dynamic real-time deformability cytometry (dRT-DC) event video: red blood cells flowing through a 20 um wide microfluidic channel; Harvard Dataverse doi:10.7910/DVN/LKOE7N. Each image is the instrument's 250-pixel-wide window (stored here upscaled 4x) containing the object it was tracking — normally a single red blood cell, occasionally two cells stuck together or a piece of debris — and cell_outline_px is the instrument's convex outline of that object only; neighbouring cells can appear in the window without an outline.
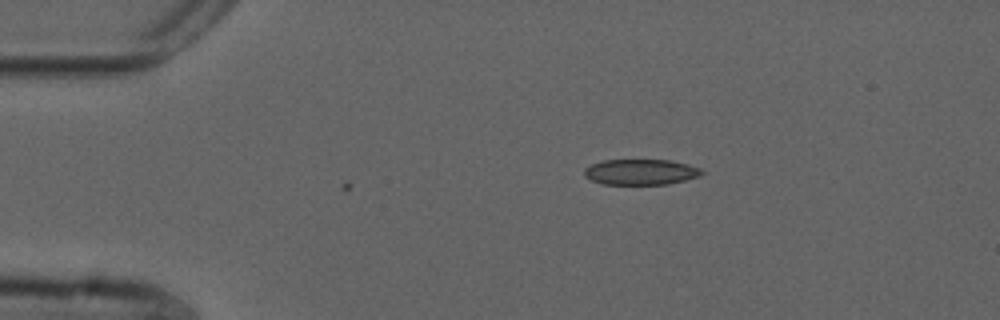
{"species": "common noctule bat (a hibernating species)", "species_latin": "Nyctalus noctula", "temperature_condition": "cold", "stored_images_in_passage": 4, "camera_frame_rate_fps": 3000, "um_per_image_px": 0.085, "animal": {"sex": "male", "forearm_length_mm": 52.5}, "frame": {"image": 1, "passage_image": 4, "time_ms": 1.0, "image_size_px": [1000, 320], "cell_outline_px": [[704, 172], [700, 176], [668, 184], [604, 184], [592, 180], [584, 176], [584, 168], [592, 164], [604, 160], [668, 160], [688, 164], [700, 168]], "centroid_in_image_um": [54.46, 14.62], "position_along_channel_um": 30.5, "area_um2": 17.46}}